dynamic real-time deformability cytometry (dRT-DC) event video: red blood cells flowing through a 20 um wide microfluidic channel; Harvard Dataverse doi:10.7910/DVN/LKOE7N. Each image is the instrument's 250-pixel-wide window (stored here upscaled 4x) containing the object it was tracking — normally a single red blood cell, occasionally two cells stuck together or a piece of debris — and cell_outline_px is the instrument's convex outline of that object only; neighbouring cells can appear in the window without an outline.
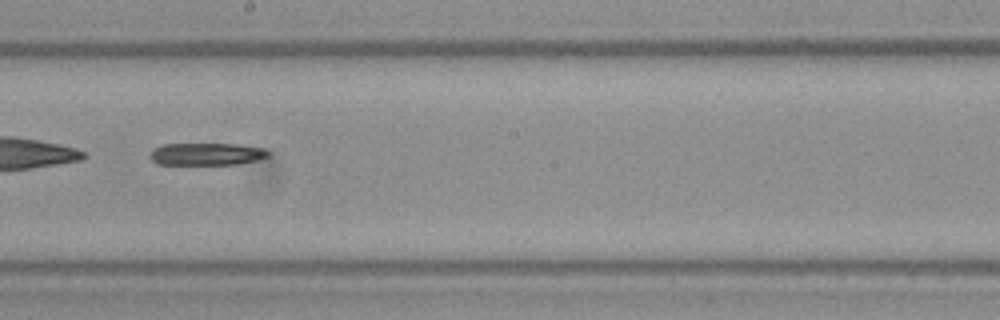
{"species": "Egyptian fruit bat (a non-hibernating species)", "species_latin": "Rousettus aegyptiacus", "temperature_condition": "warm", "stored_images_in_passage": 38, "camera_frame_rate_fps": 3000, "um_per_image_px": 0.085, "frame": {"image": 1, "passage_image": 17, "time_ms": 5.333, "image_size_px": [1000, 320], "cell_outline_px": [[272, 152], [268, 156], [256, 160], [236, 164], [156, 164], [148, 156], [152, 148], [164, 144], [236, 144], [264, 148]], "centroid_in_image_um": [17.53, 13.09], "position_along_channel_um": 230.7, "area_um2": 15.43}}